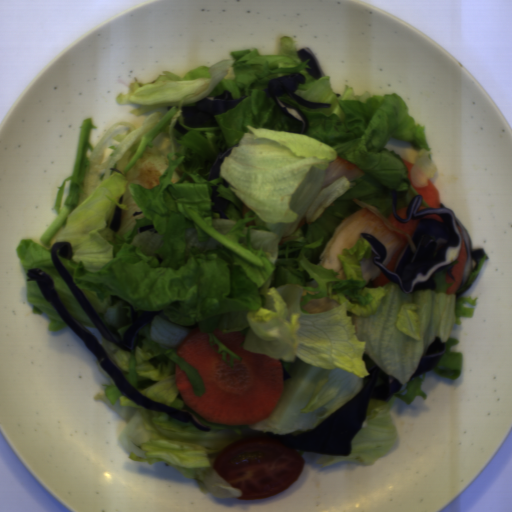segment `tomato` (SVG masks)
Listing matches in <instances>:
<instances>
[{
	"label": "tomato",
	"mask_w": 512,
	"mask_h": 512,
	"mask_svg": "<svg viewBox=\"0 0 512 512\" xmlns=\"http://www.w3.org/2000/svg\"><path fill=\"white\" fill-rule=\"evenodd\" d=\"M305 458L276 439L242 437L225 445L212 467L222 480L237 487V501L274 496L296 482L305 469Z\"/></svg>",
	"instance_id": "obj_1"
}]
</instances>
